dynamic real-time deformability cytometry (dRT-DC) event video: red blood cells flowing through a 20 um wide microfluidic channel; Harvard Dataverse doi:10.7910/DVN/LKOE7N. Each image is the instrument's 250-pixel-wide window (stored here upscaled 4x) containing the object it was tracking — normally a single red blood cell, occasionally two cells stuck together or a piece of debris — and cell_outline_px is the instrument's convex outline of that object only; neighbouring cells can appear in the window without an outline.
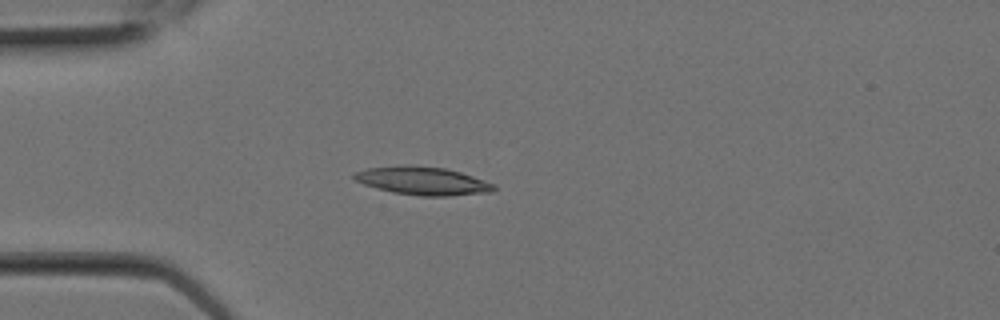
{"species": "Egyptian fruit bat (a non-hibernating species)", "species_latin": "Rousettus aegyptiacus", "temperature_condition": "room temperature", "stored_images_in_passage": 7, "camera_frame_rate_fps": 3000, "um_per_image_px": 0.085, "animal": {"sex": "female"}, "frame": {"image": 1, "passage_image": 5, "time_ms": 1.333, "image_size_px": [1000, 320], "cell_outline_px": [[496, 188], [492, 192], [448, 196], [420, 196], [392, 192], [376, 188], [364, 184], [356, 180], [352, 176], [352, 172], [368, 168], [404, 164], [444, 168], [460, 172], [496, 184]], "centroid_in_image_um": [35.91, 15.37], "position_along_channel_um": 49.1, "area_um2": 23.06}}